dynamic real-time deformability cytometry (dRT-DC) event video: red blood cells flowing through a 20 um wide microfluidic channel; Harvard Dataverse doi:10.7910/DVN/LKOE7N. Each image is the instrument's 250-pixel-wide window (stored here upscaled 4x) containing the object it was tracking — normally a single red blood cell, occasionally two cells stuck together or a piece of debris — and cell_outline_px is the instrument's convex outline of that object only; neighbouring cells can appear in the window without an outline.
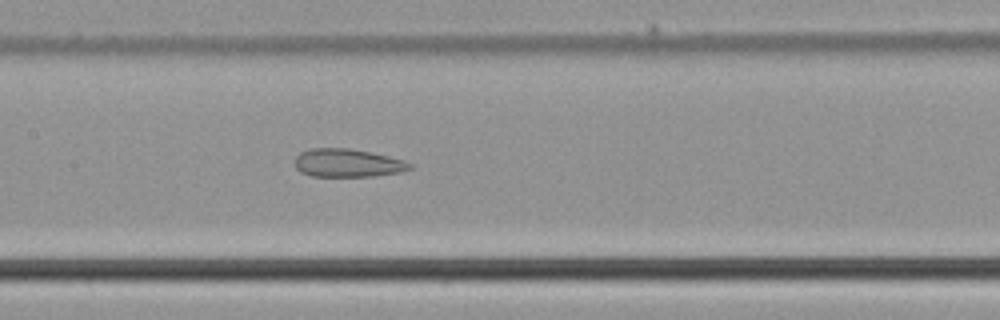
{"species": "common noctule bat (a hibernating species)", "species_latin": "Nyctalus noctula", "temperature_condition": "cold", "stored_images_in_passage": 36, "camera_frame_rate_fps": 3000, "um_per_image_px": 0.085, "animal": {"sex": "male", "body_mass_g": 21.5, "forearm_length_mm": 52.0}, "frame": {"image": 1, "passage_image": 16, "time_ms": 5.0, "image_size_px": [1000, 320], "cell_outline_px": [[412, 168], [400, 172], [372, 176], [312, 176], [300, 172], [296, 168], [296, 156], [300, 152], [312, 148], [352, 148], [388, 156], [404, 160], [412, 164]], "centroid_in_image_um": [29.54, 13.85], "position_along_channel_um": 177.9, "area_um2": 18.84}}
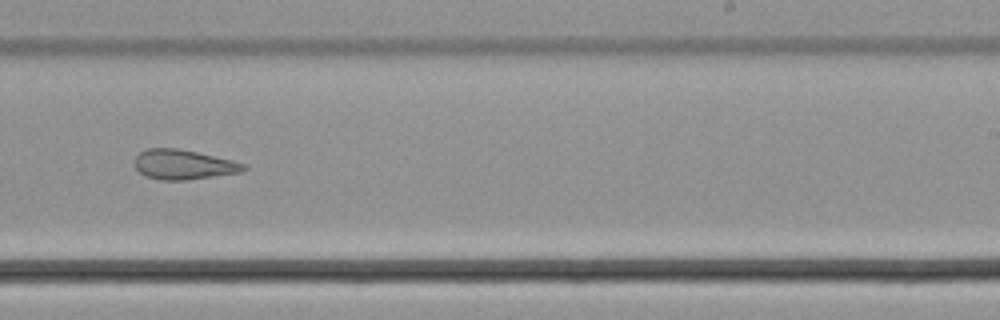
{"frame": {"image": 2, "passage_image": 23, "time_ms": 7.333, "image_size_px": [1000, 320], "cell_outline_px": [[248, 168], [240, 172], [184, 180], [160, 180], [148, 176], [140, 172], [136, 168], [136, 156], [140, 152], [148, 148], [176, 148], [196, 152], [232, 160], [244, 164]], "centroid_in_image_um": [15.59, 13.98], "position_along_channel_um": 273.4, "area_um2": 18.5}}
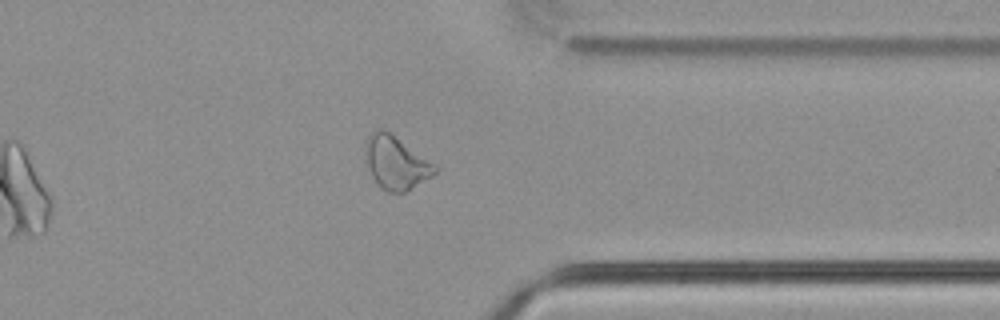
{"frame": {"image": 3, "passage_image": 31, "time_ms": 10.0, "image_size_px": [1000, 320], "cell_outline_px": [[436, 172], [432, 176], [404, 192], [388, 192], [380, 188], [372, 176], [364, 160], [364, 148], [368, 136], [372, 132], [380, 128], [384, 128], [432, 164], [436, 168]], "centroid_in_image_um": [33.56, 13.83], "position_along_channel_um": 377.8, "area_um2": 21.04}}